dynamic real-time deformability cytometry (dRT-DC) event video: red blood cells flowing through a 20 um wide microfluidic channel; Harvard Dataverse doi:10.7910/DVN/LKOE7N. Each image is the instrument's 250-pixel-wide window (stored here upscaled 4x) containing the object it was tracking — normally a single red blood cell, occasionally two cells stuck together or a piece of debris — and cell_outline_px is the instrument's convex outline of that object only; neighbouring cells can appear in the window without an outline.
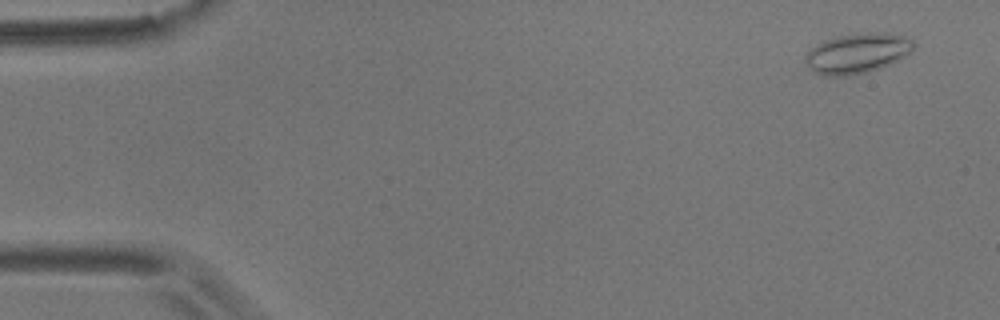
{"species": "common noctule bat (a hibernating species)", "species_latin": "Nyctalus noctula", "temperature_condition": "room temperature", "stored_images_in_passage": 4, "camera_frame_rate_fps": 3000, "um_per_image_px": 0.085, "animal": {"sex": "male", "body_mass_g": 17.9}, "frame": {"image": 1, "passage_image": 1, "time_ms": 0.0, "image_size_px": [1000, 320], "cell_outline_px": [[916, 44], [912, 52], [888, 64], [868, 72], [848, 76], [824, 76], [812, 72], [804, 60], [804, 56], [816, 44], [824, 40], [836, 36], [856, 32], [888, 32], [908, 36]], "centroid_in_image_um": [72.87, 4.5], "position_along_channel_um": 12.1, "area_um2": 25.78}}